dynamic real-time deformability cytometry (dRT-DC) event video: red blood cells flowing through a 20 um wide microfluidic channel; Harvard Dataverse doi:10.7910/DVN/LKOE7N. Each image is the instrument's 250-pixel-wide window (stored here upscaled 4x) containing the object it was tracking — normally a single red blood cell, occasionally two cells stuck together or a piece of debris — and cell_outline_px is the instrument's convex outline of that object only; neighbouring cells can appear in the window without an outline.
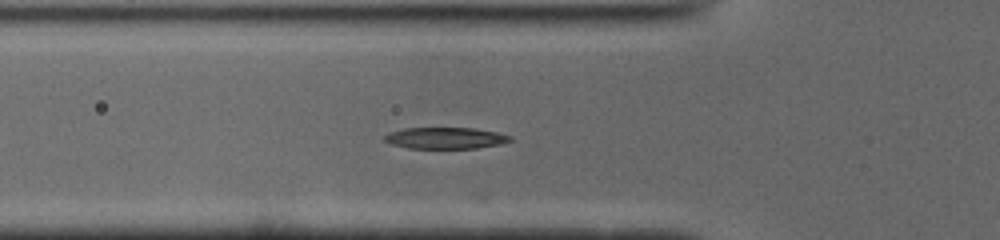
{"species": "common noctule bat (a hibernating species)", "species_latin": "Nyctalus noctula", "temperature_condition": "cold", "stored_images_in_passage": 14, "camera_frame_rate_fps": 3000, "um_per_image_px": 0.085, "animal": {"sex": "male", "body_mass_g": 19.0, "forearm_length_mm": 50.8}, "frame": {"image": 1, "passage_image": 9, "time_ms": 2.667, "image_size_px": [1000, 240], "cell_outline_px": [[512, 140], [500, 144], [476, 148], [408, 148], [392, 144], [384, 140], [384, 136], [388, 132], [404, 128], [476, 128], [496, 132], [512, 136]], "centroid_in_image_um": [37.86, 11.73], "position_along_channel_um": 87.9, "area_um2": 15.66}}